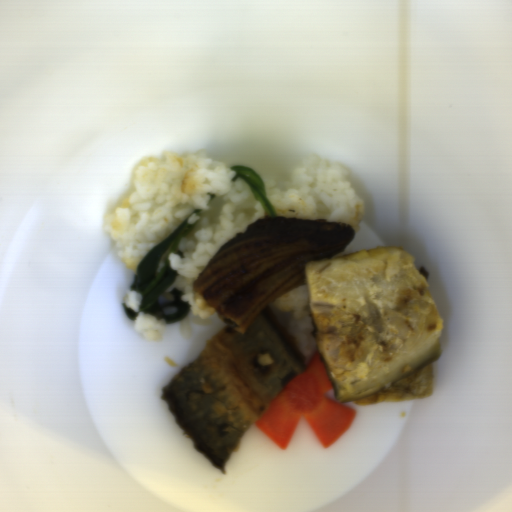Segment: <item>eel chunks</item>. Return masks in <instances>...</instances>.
Returning a JSON list of instances; mask_svg holds the SVG:
<instances>
[{
    "label": "eel chunks",
    "instance_id": "4dd315ae",
    "mask_svg": "<svg viewBox=\"0 0 512 512\" xmlns=\"http://www.w3.org/2000/svg\"><path fill=\"white\" fill-rule=\"evenodd\" d=\"M355 235L342 221L265 216L221 244L192 288L231 332L245 334L272 301L308 285L310 262L335 257Z\"/></svg>",
    "mask_w": 512,
    "mask_h": 512
}]
</instances>
